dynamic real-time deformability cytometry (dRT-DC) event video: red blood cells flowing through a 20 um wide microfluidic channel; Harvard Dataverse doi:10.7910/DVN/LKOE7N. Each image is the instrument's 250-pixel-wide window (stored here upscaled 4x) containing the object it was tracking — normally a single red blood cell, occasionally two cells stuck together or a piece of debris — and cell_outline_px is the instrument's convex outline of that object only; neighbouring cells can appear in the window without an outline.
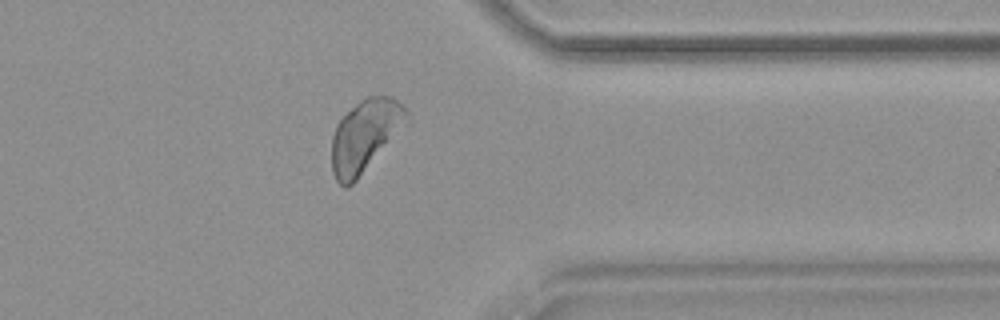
{"species": "common noctule bat (a hibernating species)", "species_latin": "Nyctalus noctula", "temperature_condition": "warm", "stored_images_in_passage": 42, "camera_frame_rate_fps": 3000, "um_per_image_px": 0.085, "animal": {"sex": "female", "body_mass_g": 18.4}, "frame": {"image": 1, "passage_image": 36, "time_ms": 11.667, "image_size_px": [1000, 320], "cell_outline_px": [[408, 124], [356, 180], [348, 188], [344, 188], [336, 180], [332, 172], [332, 136], [336, 124], [360, 100], [368, 96], [392, 96], [408, 112]], "centroid_in_image_um": [31.03, 11.55], "position_along_channel_um": 380.4, "area_um2": 31.39}}